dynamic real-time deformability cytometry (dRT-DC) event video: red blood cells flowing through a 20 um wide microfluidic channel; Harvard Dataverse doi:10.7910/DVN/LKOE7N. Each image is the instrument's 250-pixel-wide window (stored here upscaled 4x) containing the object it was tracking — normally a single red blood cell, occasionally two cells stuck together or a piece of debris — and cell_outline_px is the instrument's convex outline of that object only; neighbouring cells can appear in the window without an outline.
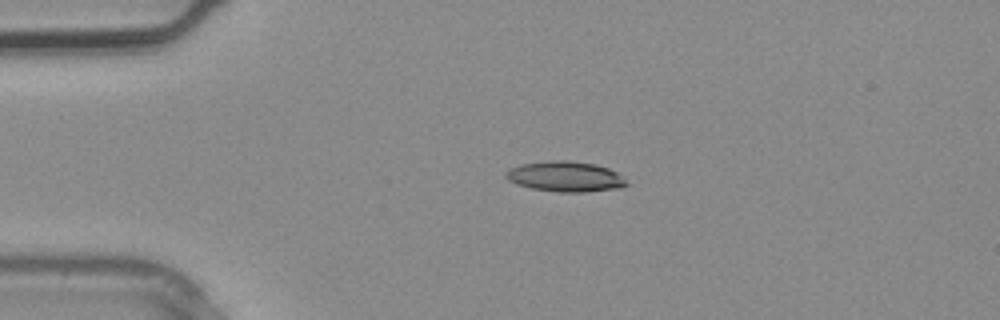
{"species": "common noctule bat (a hibernating species)", "species_latin": "Nyctalus noctula", "temperature_condition": "warm", "stored_images_in_passage": 1, "camera_frame_rate_fps": 3000, "um_per_image_px": 0.085, "animal": {"sex": "male", "body_mass_g": 20.4}, "frame": {"image": 1, "passage_image": 1, "time_ms": 0.0, "image_size_px": [1000, 320], "cell_outline_px": [[628, 184], [620, 188], [588, 192], [556, 192], [532, 188], [516, 184], [508, 180], [504, 176], [504, 172], [520, 164], [556, 160], [568, 160], [596, 164], [608, 168], [624, 176]], "centroid_in_image_um": [48.07, 15.01], "position_along_channel_um": 36.9, "area_um2": 21.5}}